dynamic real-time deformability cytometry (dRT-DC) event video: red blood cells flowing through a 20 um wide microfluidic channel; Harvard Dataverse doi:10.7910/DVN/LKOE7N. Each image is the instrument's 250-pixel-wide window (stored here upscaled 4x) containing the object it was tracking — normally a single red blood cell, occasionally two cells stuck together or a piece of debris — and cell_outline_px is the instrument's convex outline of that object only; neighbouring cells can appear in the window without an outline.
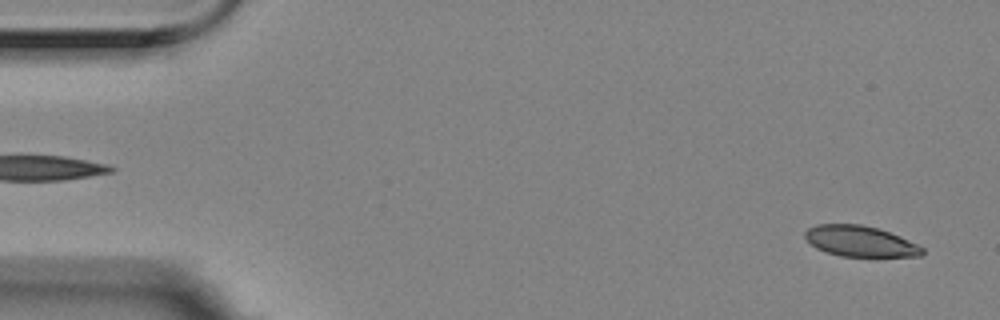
{"species": "Egyptian fruit bat (a non-hibernating species)", "species_latin": "Rousettus aegyptiacus", "temperature_condition": "room temperature", "stored_images_in_passage": 2, "camera_frame_rate_fps": 3000, "um_per_image_px": 0.085, "animal": {"sex": "female"}, "frame": {"image": 1, "passage_image": 2, "time_ms": 0.333, "image_size_px": [1000, 320], "cell_outline_px": [[924, 252], [920, 256], [840, 256], [824, 252], [816, 248], [804, 236], [804, 232], [808, 228], [816, 224], [860, 224], [876, 228], [900, 236], [924, 248]], "centroid_in_image_um": [73.08, 20.5], "position_along_channel_um": 11.9, "area_um2": 20.87}}